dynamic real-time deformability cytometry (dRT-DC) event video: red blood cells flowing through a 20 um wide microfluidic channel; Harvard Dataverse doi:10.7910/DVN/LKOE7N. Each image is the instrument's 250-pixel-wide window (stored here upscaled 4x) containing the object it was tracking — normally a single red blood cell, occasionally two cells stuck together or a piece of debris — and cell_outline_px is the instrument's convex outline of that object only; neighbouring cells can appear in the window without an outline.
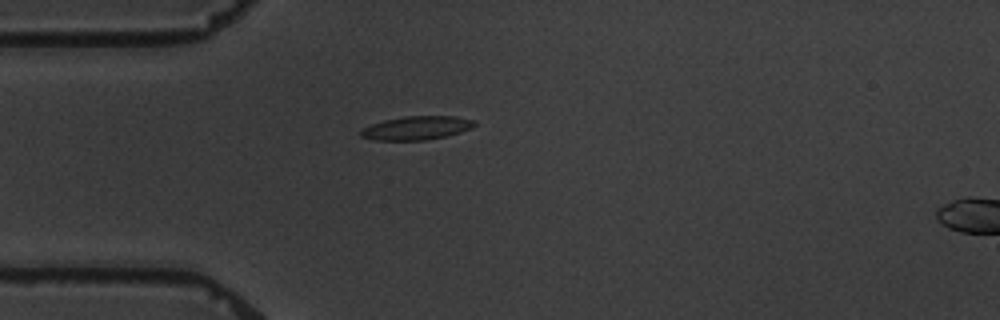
{"species": "common noctule bat (a hibernating species)", "species_latin": "Nyctalus noctula", "temperature_condition": "warm", "stored_images_in_passage": 2, "camera_frame_rate_fps": 3000, "um_per_image_px": 0.085, "animal": {"sex": "male", "body_mass_g": 19.5, "forearm_length_mm": 54.6}, "frame": {"image": 1, "passage_image": 2, "time_ms": 1.333, "image_size_px": [1000, 320], "cell_outline_px": [[476, 124], [472, 128], [448, 136], [424, 140], [372, 140], [360, 136], [360, 128], [384, 120], [404, 116], [456, 116], [476, 120]], "centroid_in_image_um": [35.41, 10.87], "position_along_channel_um": 49.6, "area_um2": 15.84}}